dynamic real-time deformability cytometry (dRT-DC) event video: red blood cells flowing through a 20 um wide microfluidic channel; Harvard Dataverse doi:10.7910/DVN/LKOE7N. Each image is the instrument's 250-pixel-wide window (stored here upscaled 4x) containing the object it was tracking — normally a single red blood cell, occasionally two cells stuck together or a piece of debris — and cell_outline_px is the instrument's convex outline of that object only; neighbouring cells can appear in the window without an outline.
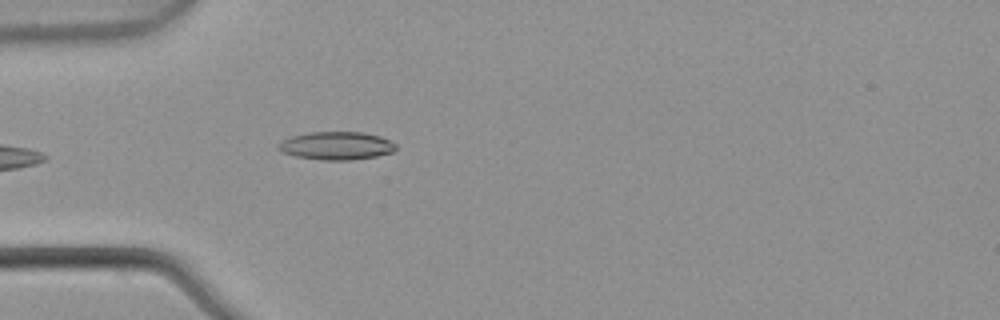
{"species": "common noctule bat (a hibernating species)", "species_latin": "Nyctalus noctula", "temperature_condition": "warm", "stored_images_in_passage": 5, "camera_frame_rate_fps": 3000, "um_per_image_px": 0.085, "animal": {"sex": "male", "body_mass_g": 21.5, "forearm_length_mm": 52.0}, "frame": {"image": 1, "passage_image": 5, "time_ms": 1.333, "image_size_px": [1000, 320], "cell_outline_px": [[396, 148], [392, 152], [376, 156], [348, 160], [320, 160], [296, 156], [280, 152], [276, 148], [284, 140], [292, 136], [312, 132], [360, 132], [380, 136], [396, 144]], "centroid_in_image_um": [28.58, 12.39], "position_along_channel_um": 56.4, "area_um2": 19.02}}